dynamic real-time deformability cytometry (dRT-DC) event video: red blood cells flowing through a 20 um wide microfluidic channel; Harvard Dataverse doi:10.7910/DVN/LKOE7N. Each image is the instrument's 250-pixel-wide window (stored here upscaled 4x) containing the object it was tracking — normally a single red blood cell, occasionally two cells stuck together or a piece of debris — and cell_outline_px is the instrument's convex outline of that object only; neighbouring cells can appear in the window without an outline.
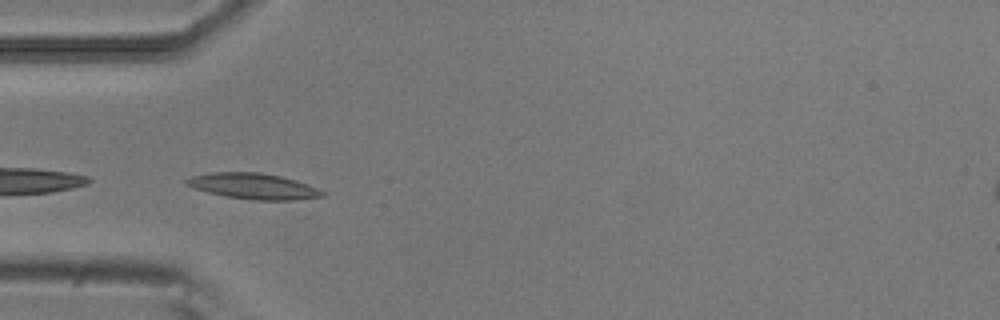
{"species": "common noctule bat (a hibernating species)", "species_latin": "Nyctalus noctula", "temperature_condition": "room temperature", "stored_images_in_passage": 38, "camera_frame_rate_fps": 3000, "um_per_image_px": 0.085, "animal": {"sex": "male", "body_mass_g": 20.5, "forearm_length_mm": 52.5}, "frame": {"image": 1, "passage_image": 1, "time_ms": 0.0, "image_size_px": [1000, 320], "cell_outline_px": [[328, 196], [296, 200], [256, 200], [224, 196], [192, 188], [184, 184], [184, 180], [192, 176], [212, 172], [260, 172], [280, 176], [296, 180], [316, 188], [324, 192]], "centroid_in_image_um": [21.52, 15.83], "position_along_channel_um": 63.5, "area_um2": 20.52}}
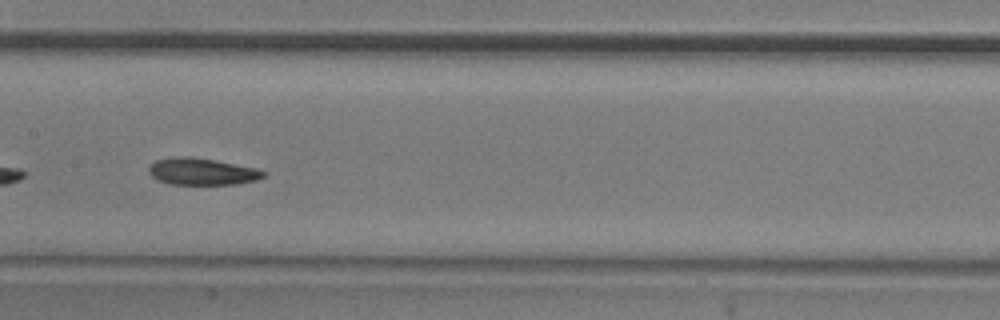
{"frame": {"image": 2, "passage_image": 11, "time_ms": 3.333, "image_size_px": [1000, 320], "cell_outline_px": [[268, 172], [264, 176], [256, 180], [236, 184], [168, 184], [152, 176], [148, 172], [148, 168], [156, 160], [172, 156], [192, 156], [256, 168]], "centroid_in_image_um": [17.16, 14.57], "position_along_channel_um": 190.2, "area_um2": 17.92}}
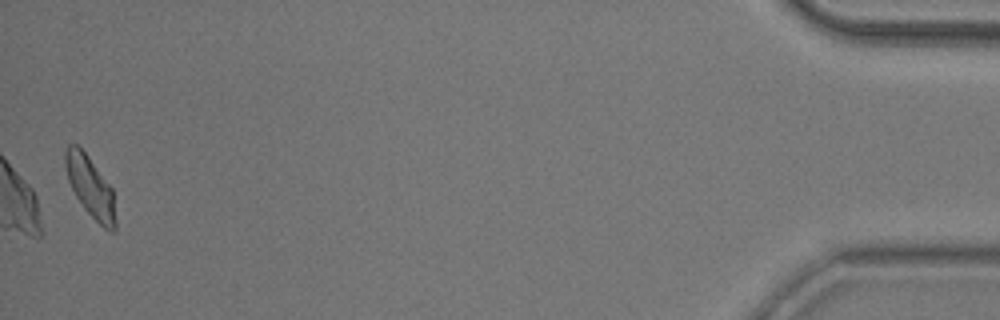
{"frame": {"image": 3, "passage_image": 37, "time_ms": 12.0, "image_size_px": [1000, 320], "cell_outline_px": [[116, 228], [112, 232], [104, 228], [84, 208], [76, 196], [68, 180], [64, 164], [64, 152], [68, 144], [76, 144], [88, 156], [112, 188], [116, 220]], "centroid_in_image_um": [7.67, 15.87], "position_along_channel_um": 427.5, "area_um2": 17.63}, "authors_computed_cell_mechanics": {"area_um2": 17.918, "velocity_mm_per_s": 3.8067, "shape_relaxation_time_tau1_ms": 5.3312, "shape_relaxation_time_tau2_ms": 5.2469, "deformation_change_tau1": 0.1451, "deformation_change_tau2": 0.1243}}